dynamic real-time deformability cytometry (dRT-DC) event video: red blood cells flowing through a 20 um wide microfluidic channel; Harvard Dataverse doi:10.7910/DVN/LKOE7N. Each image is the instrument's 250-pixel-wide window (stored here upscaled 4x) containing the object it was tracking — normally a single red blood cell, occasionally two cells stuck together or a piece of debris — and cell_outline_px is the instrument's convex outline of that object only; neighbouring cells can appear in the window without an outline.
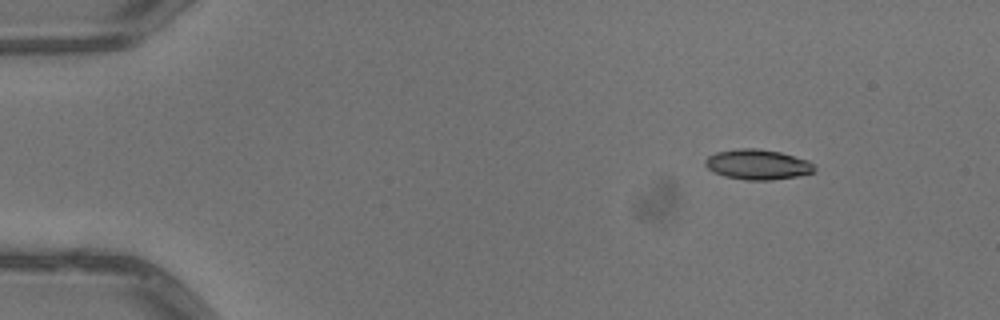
{"species": "common noctule bat (a hibernating species)", "species_latin": "Nyctalus noctula", "temperature_condition": "warm", "stored_images_in_passage": 2, "camera_frame_rate_fps": 3000, "um_per_image_px": 0.085, "animal": {"sex": "male", "body_mass_g": 13.3}, "frame": {"image": 1, "passage_image": 1, "time_ms": 0.0, "image_size_px": [1000, 320], "cell_outline_px": [[816, 172], [800, 176], [772, 180], [748, 180], [724, 176], [712, 172], [704, 164], [704, 160], [708, 156], [716, 152], [740, 148], [756, 148], [780, 152], [808, 160], [816, 168]], "centroid_in_image_um": [64.4, 13.99], "position_along_channel_um": 20.6, "area_um2": 19.36}}